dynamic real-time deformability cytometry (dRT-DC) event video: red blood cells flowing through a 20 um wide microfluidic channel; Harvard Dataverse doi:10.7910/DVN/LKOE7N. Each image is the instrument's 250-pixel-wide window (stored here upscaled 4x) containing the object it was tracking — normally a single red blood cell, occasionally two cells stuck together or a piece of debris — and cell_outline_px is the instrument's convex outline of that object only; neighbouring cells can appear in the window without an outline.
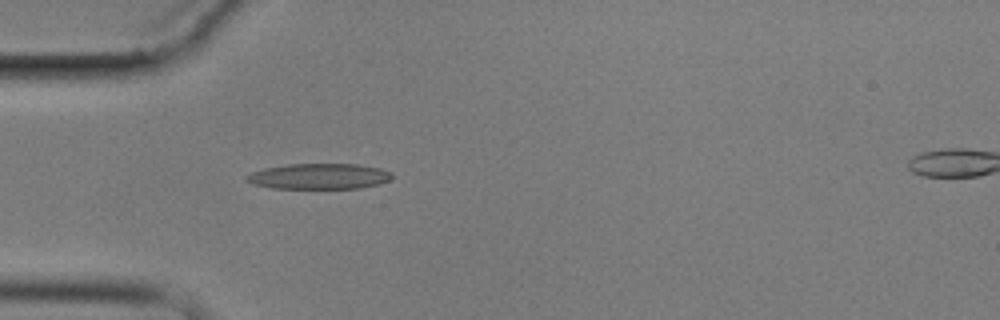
{"species": "common noctule bat (a hibernating species)", "species_latin": "Nyctalus noctula", "temperature_condition": "cold", "stored_images_in_passage": 6, "camera_frame_rate_fps": 3000, "um_per_image_px": 0.085, "animal": {"sex": "male", "body_mass_g": 17.9}, "frame": {"image": 1, "passage_image": 5, "time_ms": 4.667, "image_size_px": [1000, 320], "cell_outline_px": [[392, 176], [388, 180], [380, 184], [360, 188], [272, 188], [252, 184], [244, 180], [244, 176], [252, 172], [264, 168], [288, 164], [356, 164], [380, 168], [392, 172]], "centroid_in_image_um": [27.09, 14.98], "position_along_channel_um": 57.9, "area_um2": 21.79}}